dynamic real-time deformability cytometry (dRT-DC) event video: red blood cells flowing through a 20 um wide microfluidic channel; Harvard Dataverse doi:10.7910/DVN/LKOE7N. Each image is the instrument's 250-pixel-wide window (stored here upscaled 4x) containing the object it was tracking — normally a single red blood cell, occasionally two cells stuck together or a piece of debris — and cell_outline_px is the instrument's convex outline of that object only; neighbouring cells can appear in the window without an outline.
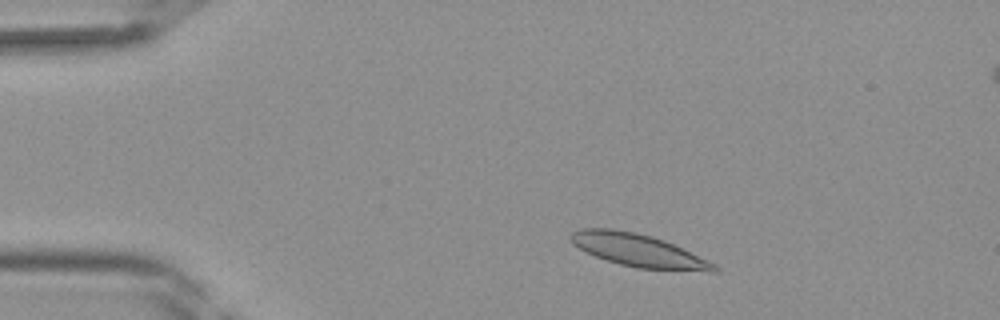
{"species": "Egyptian fruit bat (a non-hibernating species)", "species_latin": "Rousettus aegyptiacus", "temperature_condition": "room temperature", "stored_images_in_passage": 39, "camera_frame_rate_fps": 3000, "um_per_image_px": 0.085, "frame": {"image": 1, "passage_image": 5, "time_ms": 1.333, "image_size_px": [1000, 320], "cell_outline_px": [[720, 268], [716, 272], [712, 272], [636, 268], [620, 264], [596, 256], [572, 244], [568, 236], [572, 232], [580, 228], [612, 228], [636, 232], [652, 236], [664, 240], [708, 260], [716, 264]], "centroid_in_image_um": [54.27, 21.28], "position_along_channel_um": 30.7, "area_um2": 27.4}}
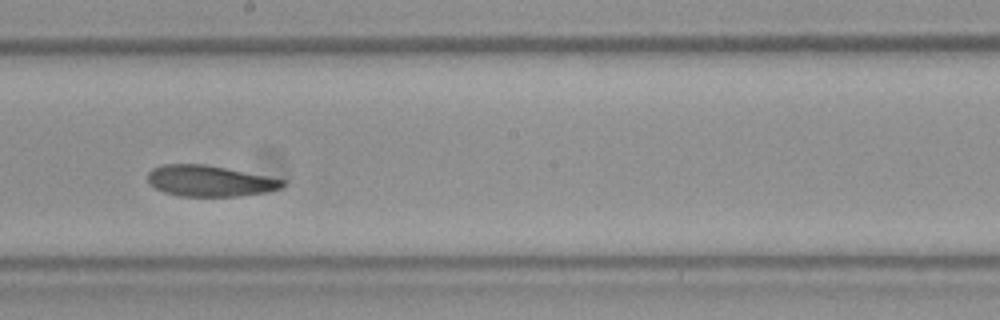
{"frame": {"image": 2, "passage_image": 21, "time_ms": 6.667, "image_size_px": [1000, 320], "cell_outline_px": [[284, 184], [280, 188], [264, 192], [240, 196], [180, 196], [164, 192], [156, 188], [148, 180], [148, 172], [152, 168], [164, 164], [204, 164], [268, 176], [284, 180]], "centroid_in_image_um": [17.8, 15.37], "position_along_channel_um": 230.4, "area_um2": 24.1}}
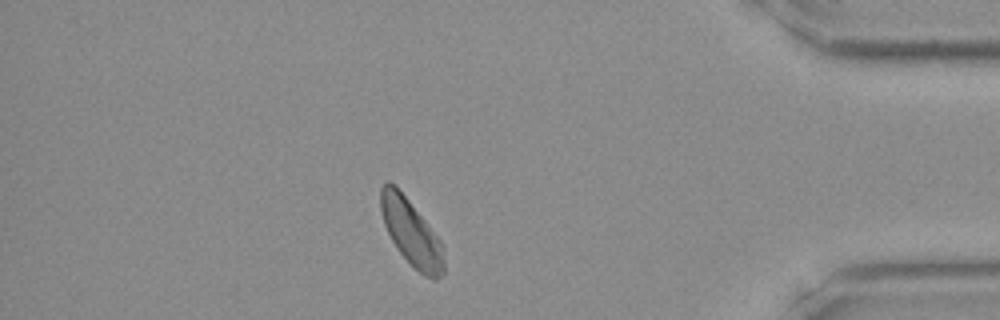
{"frame": {"image": 3, "passage_image": 34, "time_ms": 11.0, "image_size_px": [1000, 320], "cell_outline_px": [[444, 272], [436, 280], [432, 280], [424, 276], [396, 248], [384, 224], [380, 208], [380, 188], [388, 180], [396, 184], [444, 244]], "centroid_in_image_um": [34.97, 19.75], "position_along_channel_um": 400.2, "area_um2": 24.45}}